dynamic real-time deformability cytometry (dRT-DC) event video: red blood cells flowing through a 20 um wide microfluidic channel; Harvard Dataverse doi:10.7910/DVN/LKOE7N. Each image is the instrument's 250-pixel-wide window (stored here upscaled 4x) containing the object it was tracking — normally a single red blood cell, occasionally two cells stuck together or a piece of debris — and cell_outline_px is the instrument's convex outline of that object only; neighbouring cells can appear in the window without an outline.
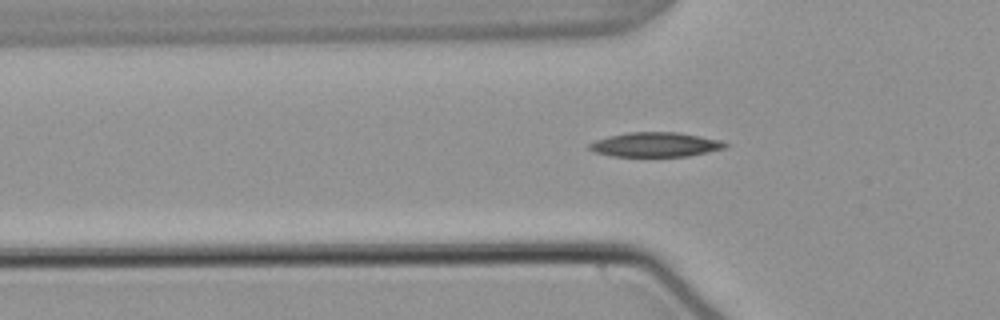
{"species": "common noctule bat (a hibernating species)", "species_latin": "Nyctalus noctula", "temperature_condition": "warm", "stored_images_in_passage": 36, "camera_frame_rate_fps": 3000, "um_per_image_px": 0.085, "animal": {"sex": "male", "body_mass_g": 21.5, "forearm_length_mm": 52.0}, "frame": {"image": 1, "passage_image": 8, "time_ms": 2.333, "image_size_px": [1000, 320], "cell_outline_px": [[728, 144], [724, 148], [708, 152], [688, 156], [612, 156], [592, 152], [588, 148], [588, 144], [596, 140], [608, 136], [628, 132], [680, 132], [720, 140]], "centroid_in_image_um": [55.67, 12.29], "position_along_channel_um": 70.1, "area_um2": 19.42}}
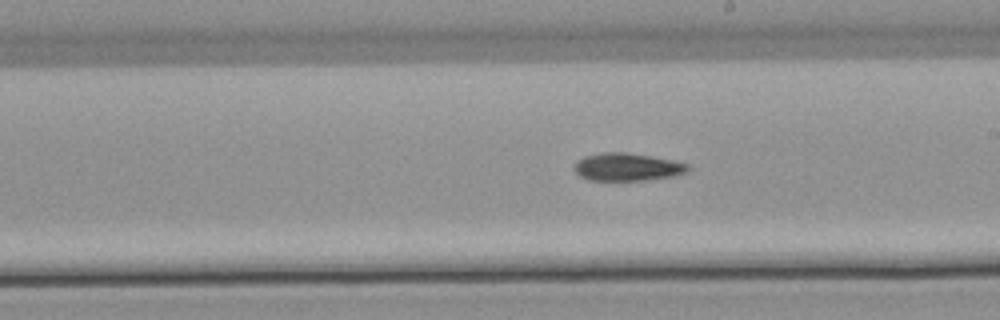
{"frame": {"image": 2, "passage_image": 21, "time_ms": 6.667, "image_size_px": [1000, 320], "cell_outline_px": [[688, 172], [672, 176], [644, 180], [588, 180], [580, 176], [572, 168], [576, 160], [584, 156], [604, 152], [624, 152], [672, 160], [688, 164]], "centroid_in_image_um": [53.25, 14.19], "position_along_channel_um": 235.7, "area_um2": 18.26}}
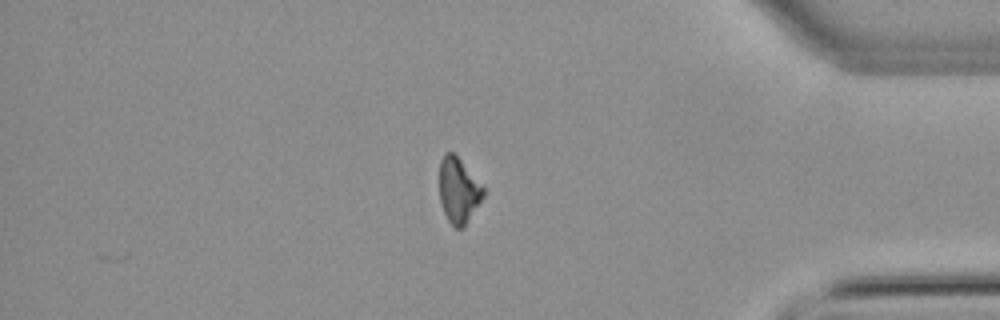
{"frame": {"image": 3, "passage_image": 36, "time_ms": 11.667, "image_size_px": [1000, 320], "cell_outline_px": [[484, 196], [464, 228], [456, 228], [448, 220], [444, 212], [440, 200], [440, 160], [444, 152], [452, 152], [460, 160], [484, 188]], "centroid_in_image_um": [38.97, 16.2], "position_along_channel_um": 396.2, "area_um2": 16.47}, "authors_computed_cell_mechanics": {"area_um2": 18.5249, "velocity_mm_per_s": 3.8167, "shape_relaxation_time_tau1_ms": 4.9195, "shape_relaxation_time_tau2_ms": null, "deformation_change_tau1": 0.1324, "deformation_change_tau2": null}}